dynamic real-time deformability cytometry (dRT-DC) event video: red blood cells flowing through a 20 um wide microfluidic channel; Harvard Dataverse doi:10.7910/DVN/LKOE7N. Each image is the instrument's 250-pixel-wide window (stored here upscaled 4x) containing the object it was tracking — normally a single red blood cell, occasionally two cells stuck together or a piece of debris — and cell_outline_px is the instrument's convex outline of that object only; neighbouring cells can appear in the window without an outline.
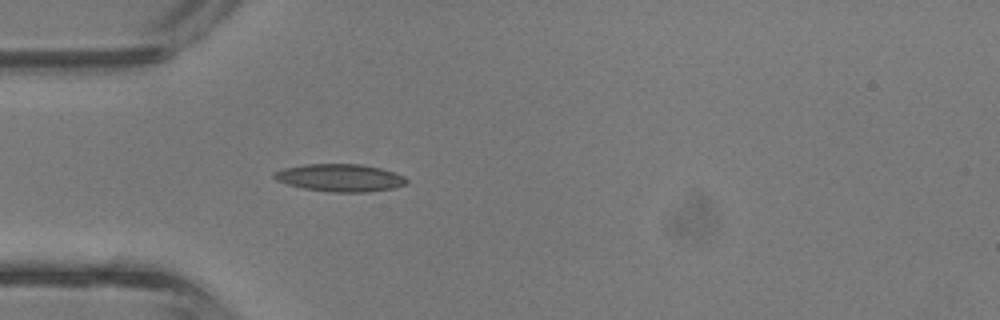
{"species": "common noctule bat (a hibernating species)", "species_latin": "Nyctalus noctula", "temperature_condition": "room temperature", "stored_images_in_passage": 2, "camera_frame_rate_fps": 3000, "um_per_image_px": 0.085, "animal": {"sex": "male", "body_mass_g": 13.3}, "frame": {"image": 1, "passage_image": 2, "time_ms": 0.333, "image_size_px": [1000, 320], "cell_outline_px": [[408, 184], [396, 188], [368, 192], [328, 192], [304, 188], [288, 184], [276, 180], [272, 176], [276, 172], [284, 168], [304, 164], [360, 164], [380, 168], [396, 172], [404, 176], [408, 180]], "centroid_in_image_um": [28.96, 15.11], "position_along_channel_um": 56.0, "area_um2": 21.39}}